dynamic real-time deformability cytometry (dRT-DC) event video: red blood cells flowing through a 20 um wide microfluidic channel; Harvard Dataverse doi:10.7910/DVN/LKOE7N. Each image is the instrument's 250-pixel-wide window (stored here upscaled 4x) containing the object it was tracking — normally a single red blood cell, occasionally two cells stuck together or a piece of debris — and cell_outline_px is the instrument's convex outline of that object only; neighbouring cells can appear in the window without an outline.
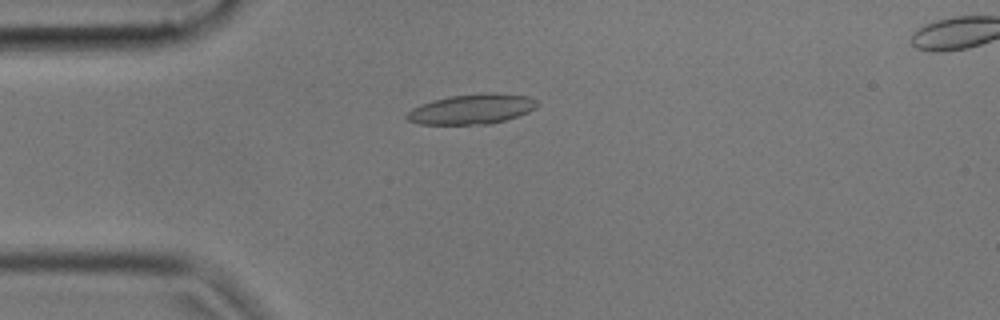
{"species": "common noctule bat (a hibernating species)", "species_latin": "Nyctalus noctula", "temperature_condition": "cold", "stored_images_in_passage": 57, "segment_of_instrument_passage": [1, 2], "camera_frame_rate_fps": 3000, "um_per_image_px": 0.085, "animal": {"sex": "male", "body_mass_g": 17.9, "forearm_length_mm": 54.2}, "frame": {"image": 1, "passage_image": 14, "time_ms": 4.333, "image_size_px": [1000, 320], "cell_outline_px": [[540, 104], [536, 108], [528, 112], [504, 120], [488, 124], [420, 124], [408, 120], [404, 116], [412, 108], [420, 104], [432, 100], [448, 96], [492, 92], [528, 96], [536, 100]], "centroid_in_image_um": [40.1, 9.26], "position_along_channel_um": 44.9, "area_um2": 22.83}}
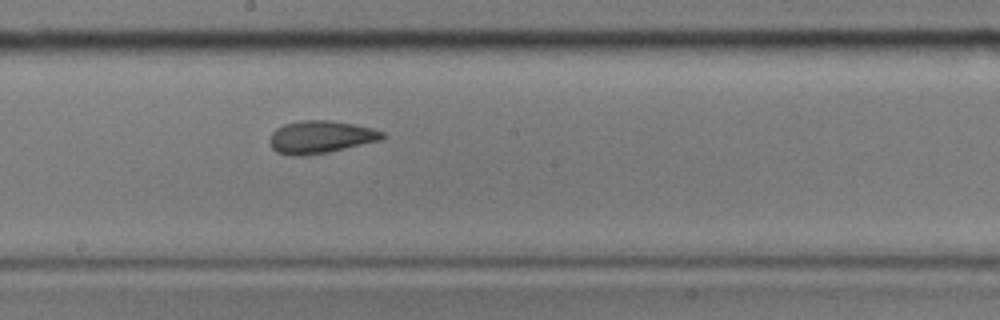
{"frame": {"image": 2, "passage_image": 30, "time_ms": 9.667, "image_size_px": [1000, 320], "cell_outline_px": [[384, 136], [380, 140], [312, 156], [288, 156], [276, 152], [272, 148], [268, 140], [272, 132], [276, 128], [284, 124], [300, 120], [328, 120], [352, 124], [372, 128], [384, 132]], "centroid_in_image_um": [27.18, 11.66], "position_along_channel_um": 221.0, "area_um2": 21.62}}
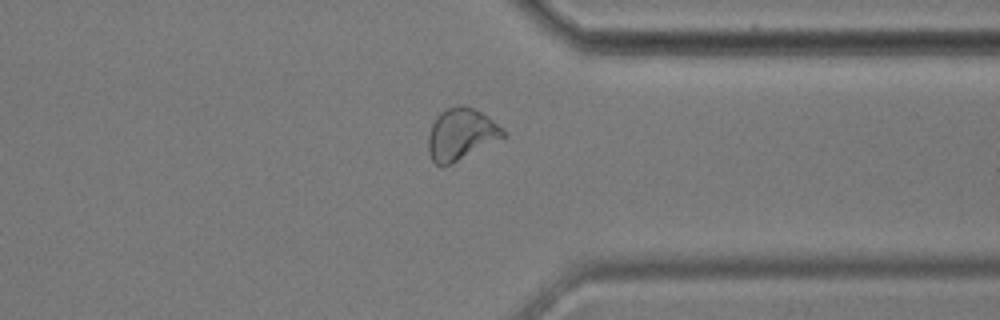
{"frame": {"image": 3, "passage_image": 43, "time_ms": 14.0, "image_size_px": [1000, 320], "cell_outline_px": [[508, 136], [452, 164], [440, 168], [432, 160], [428, 152], [428, 136], [432, 124], [436, 116], [440, 112], [456, 104], [464, 104], [488, 116], [504, 128], [508, 132]], "centroid_in_image_um": [39.22, 11.42], "position_along_channel_um": 372.2, "area_um2": 23.12}}